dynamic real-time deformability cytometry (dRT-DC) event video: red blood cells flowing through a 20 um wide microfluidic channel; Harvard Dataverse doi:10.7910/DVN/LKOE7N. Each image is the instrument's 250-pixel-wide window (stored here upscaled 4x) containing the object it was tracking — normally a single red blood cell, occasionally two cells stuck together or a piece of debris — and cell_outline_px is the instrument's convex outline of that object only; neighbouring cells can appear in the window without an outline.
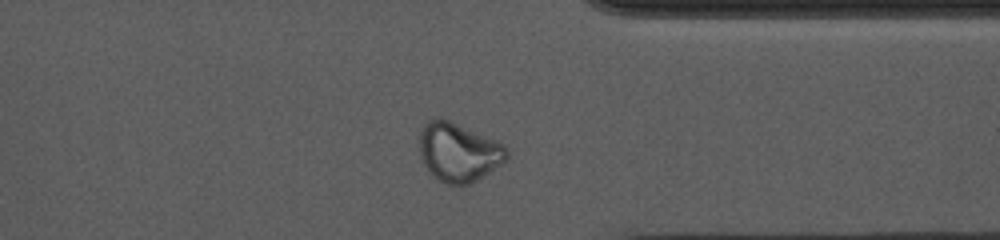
{"species": "common noctule bat (a hibernating species)", "species_latin": "Nyctalus noctula", "temperature_condition": "cold", "stored_images_in_passage": 52, "camera_frame_rate_fps": 3000, "um_per_image_px": 0.085, "animal": {"sex": "female", "body_mass_g": 10.0, "forearm_length_mm": 53.1}, "frame": {"image": 1, "passage_image": 40, "time_ms": 13.0, "image_size_px": [1000, 240], "cell_outline_px": [[508, 156], [500, 164], [488, 172], [468, 184], [444, 184], [436, 180], [428, 172], [420, 156], [420, 132], [424, 124], [428, 120], [436, 116], [448, 120], [496, 140], [504, 144], [508, 152]], "centroid_in_image_um": [38.93, 12.92], "position_along_channel_um": 372.5, "area_um2": 29.77}}
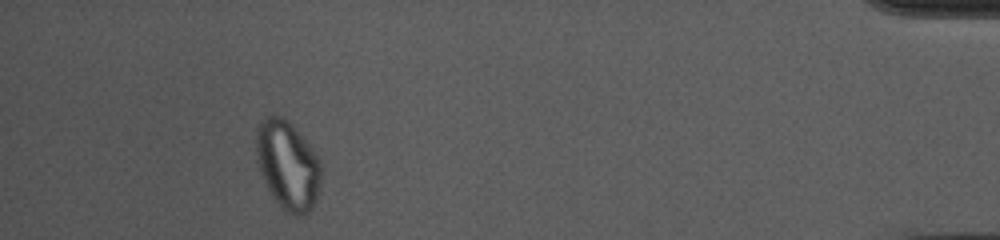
{"frame": {"image": 2, "passage_image": 48, "time_ms": 15.667, "image_size_px": [1000, 240], "cell_outline_px": [[320, 180], [316, 200], [312, 208], [308, 212], [300, 216], [296, 216], [288, 212], [272, 196], [260, 172], [256, 160], [256, 132], [264, 116], [280, 116], [288, 120], [292, 124], [308, 144], [320, 160]], "centroid_in_image_um": [24.44, 14.03], "position_along_channel_um": 410.8, "area_um2": 33.18}, "authors_computed_cell_mechanics": {"area_um2": 26.7903, "velocity_mm_per_s": 3.6838, "shape_relaxation_time_tau1_ms": null, "shape_relaxation_time_tau2_ms": 4.9645, "deformation_change_tau1": null, "deformation_change_tau2": 0.1072}}